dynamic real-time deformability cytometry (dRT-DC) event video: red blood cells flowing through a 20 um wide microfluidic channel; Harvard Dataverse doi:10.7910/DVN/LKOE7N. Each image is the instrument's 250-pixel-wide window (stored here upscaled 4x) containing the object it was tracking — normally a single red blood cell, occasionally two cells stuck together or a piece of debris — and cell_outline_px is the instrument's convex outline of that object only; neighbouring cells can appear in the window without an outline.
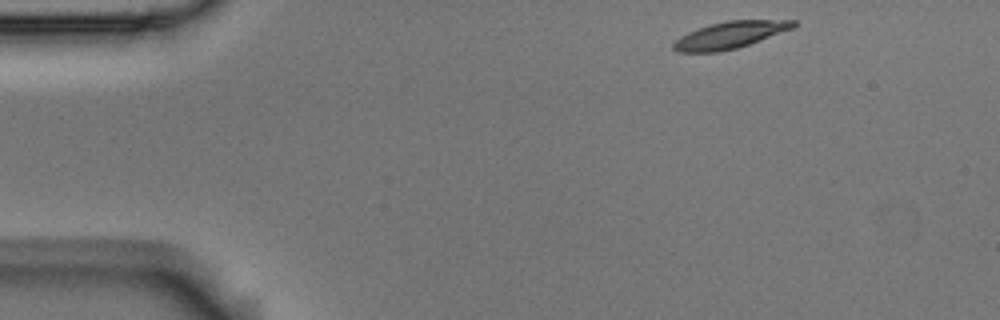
{"species": "Egyptian fruit bat (a non-hibernating species)", "species_latin": "Rousettus aegyptiacus", "temperature_condition": "room temperature", "stored_images_in_passage": 3, "camera_frame_rate_fps": 3000, "um_per_image_px": 0.085, "animal": {"sex": "male"}, "frame": {"image": 1, "passage_image": 1, "time_ms": 0.0, "image_size_px": [1000, 320], "cell_outline_px": [[796, 24], [792, 28], [748, 44], [736, 48], [720, 52], [676, 52], [672, 48], [672, 44], [680, 36], [688, 32], [708, 24], [728, 20], [796, 20]], "centroid_in_image_um": [61.98, 2.97], "position_along_channel_um": 23.0, "area_um2": 18.61}}
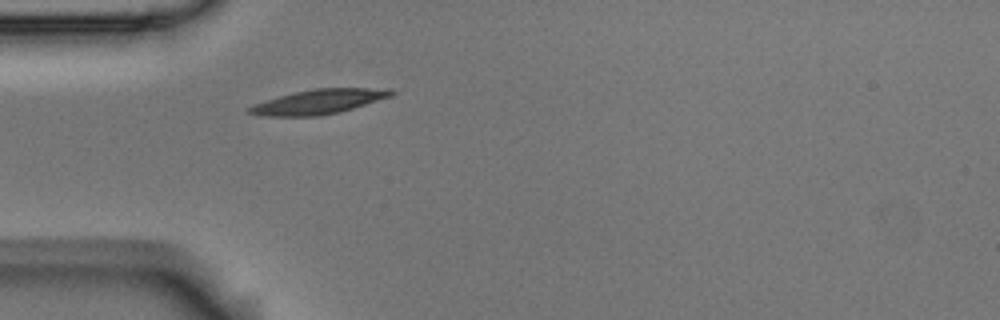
{"frame": {"image": 2, "passage_image": 3, "time_ms": 0.667, "image_size_px": [1000, 320], "cell_outline_px": [[396, 92], [392, 96], [352, 108], [320, 116], [260, 116], [244, 112], [248, 108], [256, 104], [292, 92], [316, 88], [392, 88]], "centroid_in_image_um": [27.1, 8.64], "position_along_channel_um": 57.9, "area_um2": 20.23}}